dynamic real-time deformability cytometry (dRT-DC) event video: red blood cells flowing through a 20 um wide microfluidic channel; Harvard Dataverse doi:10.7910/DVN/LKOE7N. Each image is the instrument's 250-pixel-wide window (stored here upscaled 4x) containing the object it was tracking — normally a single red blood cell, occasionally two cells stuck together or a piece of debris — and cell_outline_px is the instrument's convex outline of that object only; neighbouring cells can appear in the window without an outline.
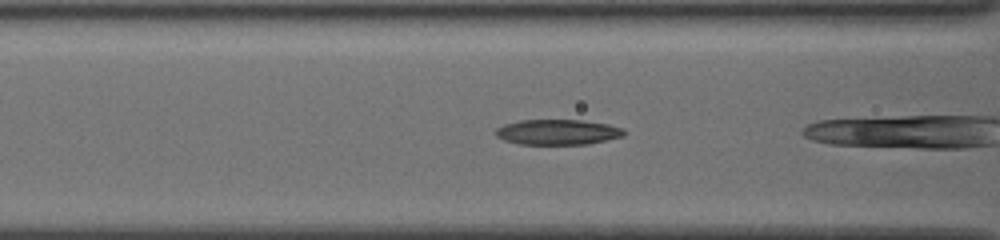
{"species": "common noctule bat (a hibernating species)", "species_latin": "Nyctalus noctula", "temperature_condition": "cold", "stored_images_in_passage": 8, "camera_frame_rate_fps": 3000, "um_per_image_px": 0.085, "animal": {"sex": "female", "body_mass_g": 19.5, "forearm_length_mm": 54.1}, "frame": {"image": 1, "passage_image": 3, "time_ms": 0.667, "image_size_px": [1000, 240], "cell_outline_px": [[624, 136], [588, 144], [520, 144], [504, 140], [496, 136], [496, 128], [504, 124], [520, 120], [584, 120], [608, 124], [624, 128]], "centroid_in_image_um": [47.41, 11.22], "position_along_channel_um": 119.2, "area_um2": 18.96}}
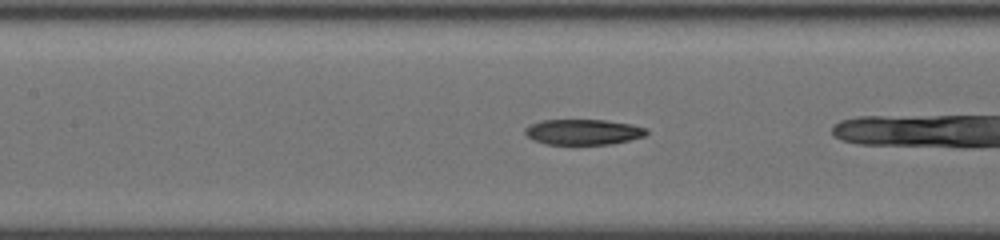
{"frame": {"image": 2, "passage_image": 6, "time_ms": 1.667, "image_size_px": [1000, 240], "cell_outline_px": [[648, 132], [644, 136], [612, 144], [544, 144], [532, 140], [524, 132], [524, 128], [528, 124], [540, 120], [604, 120], [632, 124], [648, 128]], "centroid_in_image_um": [49.54, 11.21], "position_along_channel_um": 157.9, "area_um2": 18.21}}